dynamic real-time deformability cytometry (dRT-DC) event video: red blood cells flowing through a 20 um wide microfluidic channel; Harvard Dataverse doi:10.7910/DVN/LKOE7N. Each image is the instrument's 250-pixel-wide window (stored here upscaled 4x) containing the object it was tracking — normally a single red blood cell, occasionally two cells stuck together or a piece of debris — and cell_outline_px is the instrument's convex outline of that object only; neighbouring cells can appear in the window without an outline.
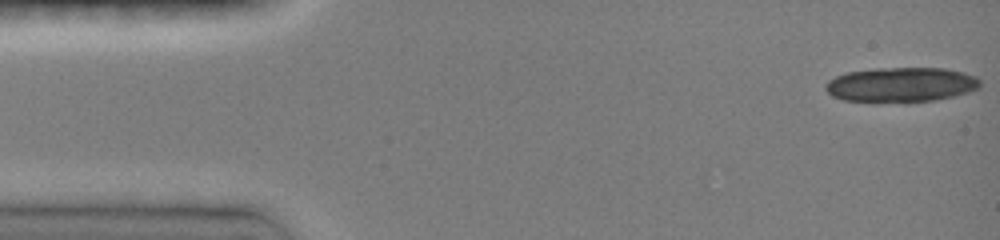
{"species": "common noctule bat (a hibernating species)", "species_latin": "Nyctalus noctula", "temperature_condition": "room temperature", "stored_images_in_passage": 7, "camera_frame_rate_fps": 3000, "um_per_image_px": 0.085, "animal": {"sex": "female", "body_mass_g": 19.0, "forearm_length_mm": 51.5}, "frame": {"image": 1, "passage_image": 1, "time_ms": 0.0, "image_size_px": [1000, 240], "cell_outline_px": [[980, 88], [968, 92], [936, 100], [904, 104], [844, 100], [832, 96], [824, 88], [824, 84], [828, 80], [836, 76], [848, 72], [876, 68], [944, 68], [964, 72], [976, 76], [980, 80]], "centroid_in_image_um": [76.59, 7.22], "position_along_channel_um": 8.4, "area_um2": 31.96}}